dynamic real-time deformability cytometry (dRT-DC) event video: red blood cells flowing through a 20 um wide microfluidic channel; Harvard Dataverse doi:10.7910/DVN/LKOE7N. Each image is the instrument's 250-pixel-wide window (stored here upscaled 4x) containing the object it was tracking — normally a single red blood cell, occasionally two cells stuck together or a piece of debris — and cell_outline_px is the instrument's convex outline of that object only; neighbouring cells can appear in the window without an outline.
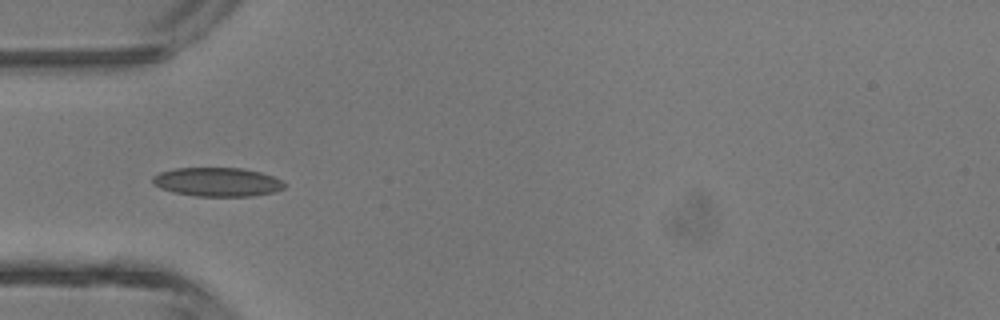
{"species": "common noctule bat (a hibernating species)", "species_latin": "Nyctalus noctula", "temperature_condition": "room temperature", "stored_images_in_passage": 6, "camera_frame_rate_fps": 3000, "um_per_image_px": 0.085, "animal": {"sex": "male", "body_mass_g": 13.3}, "frame": {"image": 1, "passage_image": 5, "time_ms": 4.667, "image_size_px": [1000, 320], "cell_outline_px": [[284, 188], [276, 192], [252, 196], [196, 196], [172, 192], [160, 188], [152, 184], [152, 176], [160, 172], [176, 168], [240, 168], [260, 172], [272, 176], [280, 180], [284, 184]], "centroid_in_image_um": [18.44, 15.47], "position_along_channel_um": 66.6, "area_um2": 22.2}}
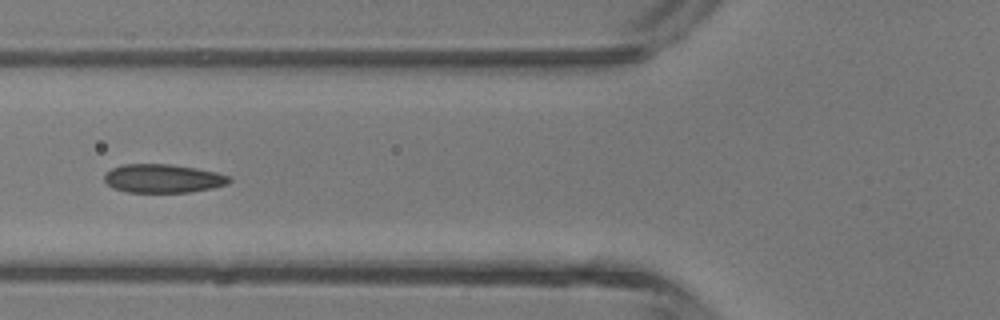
{"frame": {"image": 2, "passage_image": 6, "time_ms": 5.667, "image_size_px": [1000, 320], "cell_outline_px": [[232, 180], [228, 184], [212, 188], [192, 192], [128, 192], [112, 188], [104, 180], [104, 176], [112, 168], [124, 164], [168, 164], [196, 168], [216, 172], [228, 176]], "centroid_in_image_um": [13.86, 15.17], "position_along_channel_um": 111.9, "area_um2": 20.75}}